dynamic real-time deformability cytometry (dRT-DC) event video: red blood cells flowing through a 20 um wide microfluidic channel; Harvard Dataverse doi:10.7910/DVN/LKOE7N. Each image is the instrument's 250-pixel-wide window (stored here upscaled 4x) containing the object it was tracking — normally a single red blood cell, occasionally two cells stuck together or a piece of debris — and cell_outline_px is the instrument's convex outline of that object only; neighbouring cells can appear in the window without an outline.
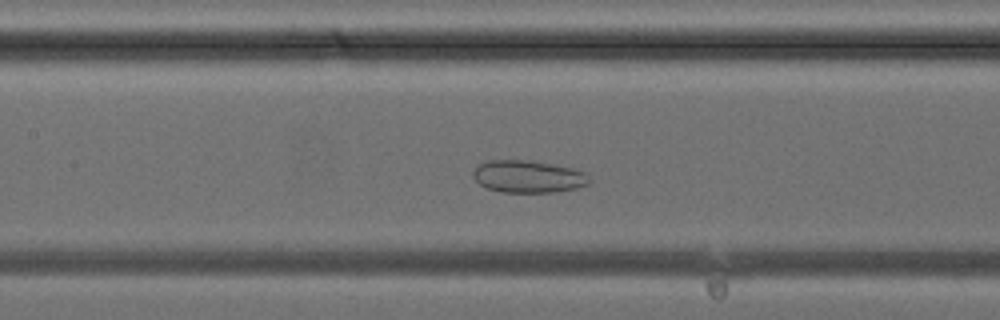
{"species": "common noctule bat (a hibernating species)", "species_latin": "Nyctalus noctula", "temperature_condition": "cold", "stored_images_in_passage": 31, "camera_frame_rate_fps": 3000, "um_per_image_px": 0.085, "animal": {"sex": "female", "body_mass_g": 24.6, "forearm_length_mm": 56.2}, "frame": {"image": 1, "passage_image": 10, "time_ms": 3.0, "image_size_px": [1000, 320], "cell_outline_px": [[592, 180], [588, 184], [576, 188], [552, 192], [500, 192], [488, 188], [480, 184], [472, 176], [472, 172], [480, 164], [488, 160], [528, 160], [572, 168], [584, 172]], "centroid_in_image_um": [44.89, 15.01], "position_along_channel_um": 162.5, "area_um2": 21.73}}